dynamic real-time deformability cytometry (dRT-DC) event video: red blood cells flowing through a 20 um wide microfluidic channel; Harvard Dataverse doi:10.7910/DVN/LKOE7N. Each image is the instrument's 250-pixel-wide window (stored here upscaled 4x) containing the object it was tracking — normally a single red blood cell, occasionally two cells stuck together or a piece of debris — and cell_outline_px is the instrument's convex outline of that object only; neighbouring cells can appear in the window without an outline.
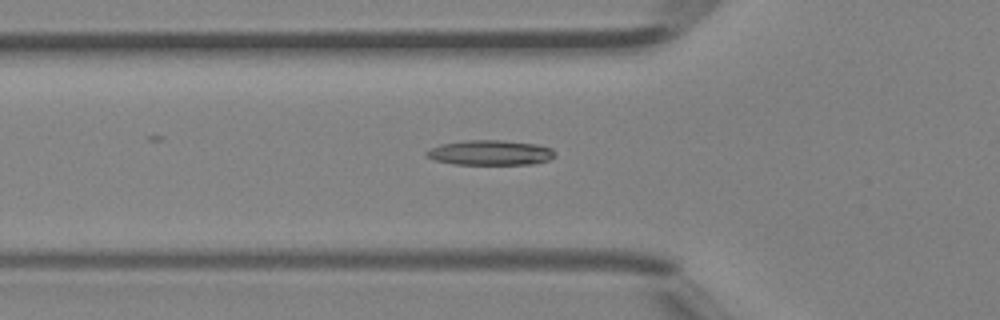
{"species": "Egyptian fruit bat (a non-hibernating species)", "species_latin": "Rousettus aegyptiacus", "temperature_condition": "room temperature", "stored_images_in_passage": 46, "camera_frame_rate_fps": 3000, "um_per_image_px": 0.085, "animal": {"sex": "female"}, "frame": {"image": 1, "passage_image": 16, "time_ms": 5.0, "image_size_px": [1000, 320], "cell_outline_px": [[556, 156], [548, 160], [532, 164], [452, 164], [436, 160], [428, 156], [424, 152], [440, 144], [468, 140], [500, 140], [536, 144], [552, 148], [556, 152]], "centroid_in_image_um": [41.71, 12.97], "position_along_channel_um": 84.1, "area_um2": 18.61}}
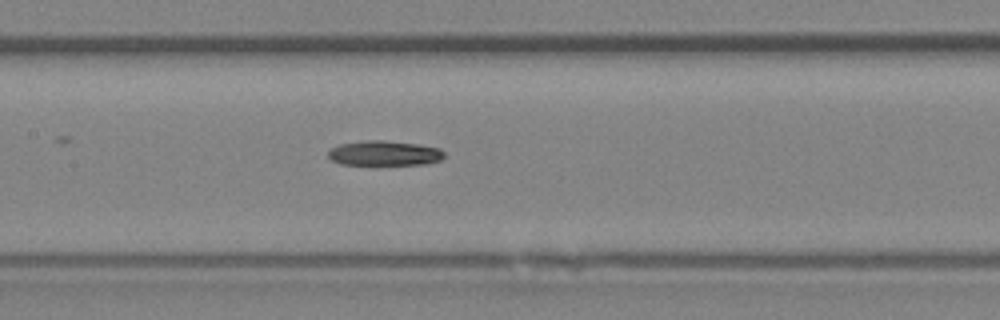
{"frame": {"image": 2, "passage_image": 22, "time_ms": 7.0, "image_size_px": [1000, 320], "cell_outline_px": [[444, 156], [440, 160], [424, 164], [340, 164], [332, 160], [328, 156], [328, 152], [332, 148], [340, 144], [368, 140], [384, 140], [416, 144], [440, 148], [444, 152]], "centroid_in_image_um": [32.67, 13.02], "position_along_channel_um": 174.7, "area_um2": 16.59}}
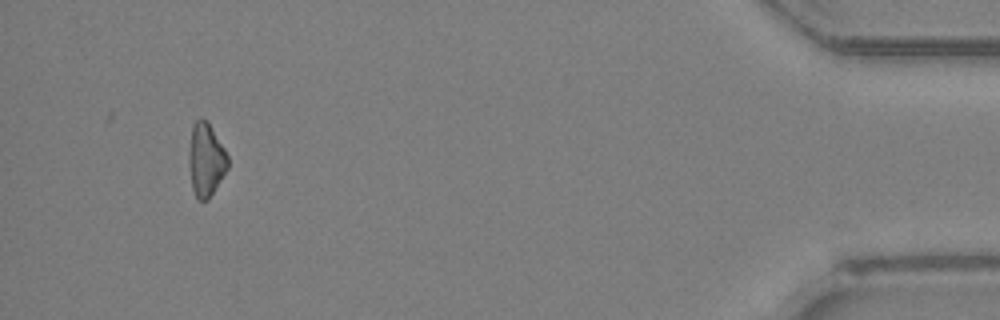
{"frame": {"image": 3, "passage_image": 43, "time_ms": 14.0, "image_size_px": [1000, 320], "cell_outline_px": [[228, 168], [208, 200], [196, 200], [192, 188], [188, 164], [188, 152], [192, 124], [196, 120], [208, 120], [224, 148], [228, 156]], "centroid_in_image_um": [17.48, 13.58], "position_along_channel_um": 417.7, "area_um2": 16.82}}